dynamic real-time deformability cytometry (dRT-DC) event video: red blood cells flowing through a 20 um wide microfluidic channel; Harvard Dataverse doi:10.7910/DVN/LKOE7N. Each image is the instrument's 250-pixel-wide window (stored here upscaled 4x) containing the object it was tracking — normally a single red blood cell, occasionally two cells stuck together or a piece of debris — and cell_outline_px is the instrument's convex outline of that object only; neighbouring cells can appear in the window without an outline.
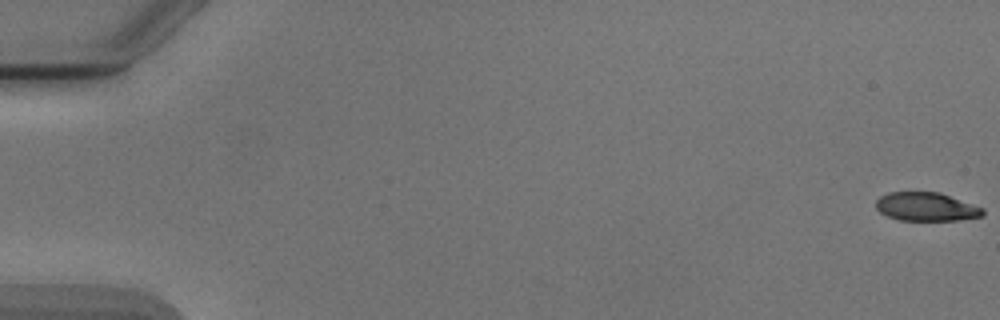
{"species": "Egyptian fruit bat (a non-hibernating species)", "species_latin": "Rousettus aegyptiacus", "temperature_condition": "cold", "stored_images_in_passage": 8, "camera_frame_rate_fps": 3000, "um_per_image_px": 0.085, "animal": {"sex": "male"}, "frame": {"image": 1, "passage_image": 1, "time_ms": 0.0, "image_size_px": [1000, 320], "cell_outline_px": [[984, 216], [960, 220], [900, 220], [888, 216], [880, 212], [876, 208], [876, 200], [880, 196], [888, 192], [940, 192], [984, 208]], "centroid_in_image_um": [78.75, 17.57], "position_along_channel_um": 6.3, "area_um2": 17.86}}
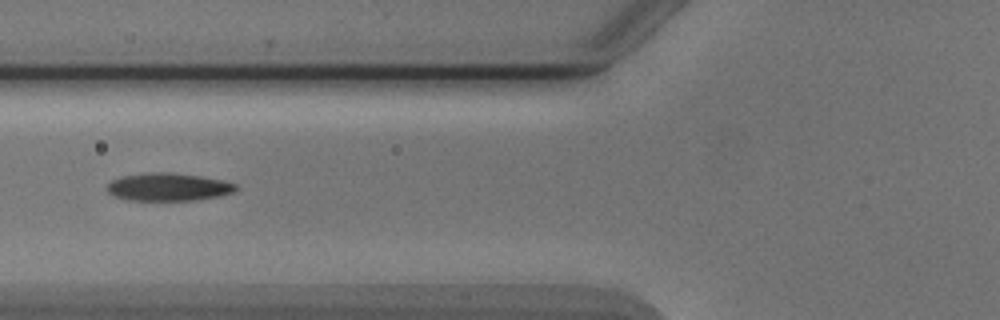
{"frame": {"image": 2, "passage_image": 7, "time_ms": 7.0, "image_size_px": [1000, 320], "cell_outline_px": [[240, 188], [236, 192], [220, 196], [196, 200], [124, 200], [108, 192], [104, 188], [112, 180], [120, 176], [148, 172], [172, 172], [200, 176], [220, 180], [236, 184]], "centroid_in_image_um": [14.31, 15.89], "position_along_channel_um": 111.5, "area_um2": 21.15}}
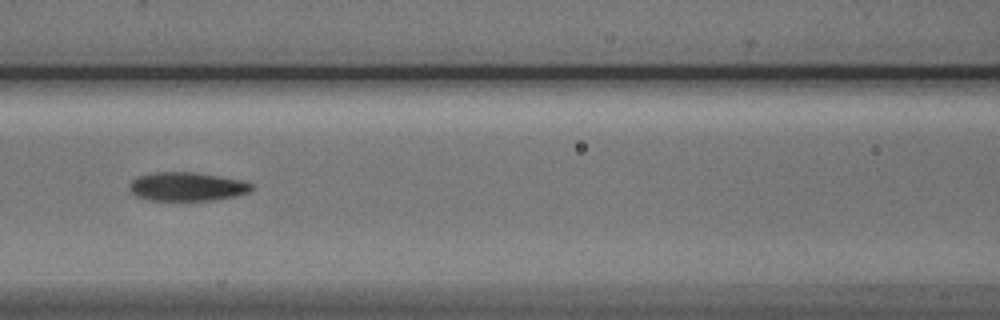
{"frame": {"image": 3, "passage_image": 8, "time_ms": 8.0, "image_size_px": [1000, 320], "cell_outline_px": [[252, 188], [248, 192], [236, 196], [212, 200], [184, 204], [172, 204], [148, 200], [136, 196], [132, 192], [132, 180], [136, 176], [156, 172], [192, 172], [240, 180], [252, 184]], "centroid_in_image_um": [15.85, 15.93], "position_along_channel_um": 150.8, "area_um2": 21.15}}